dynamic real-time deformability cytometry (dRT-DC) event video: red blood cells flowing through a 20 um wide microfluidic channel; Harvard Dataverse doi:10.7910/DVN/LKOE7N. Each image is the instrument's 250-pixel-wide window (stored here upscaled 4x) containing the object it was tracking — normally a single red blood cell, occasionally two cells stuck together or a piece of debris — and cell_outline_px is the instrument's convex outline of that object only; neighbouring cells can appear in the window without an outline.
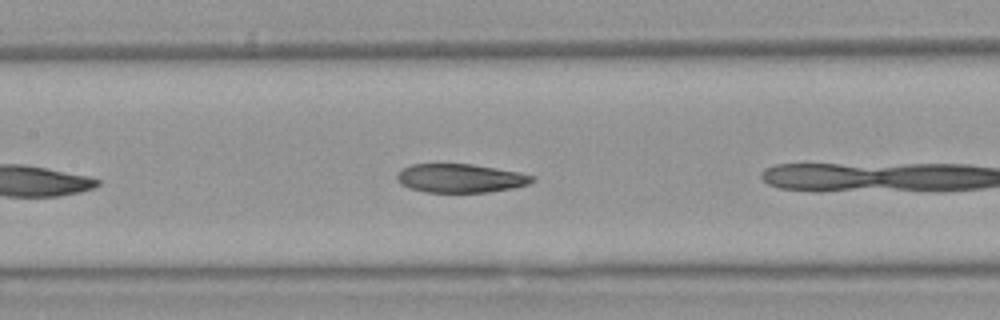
{"species": "Egyptian fruit bat (a non-hibernating species)", "species_latin": "Rousettus aegyptiacus", "temperature_condition": "warm", "stored_images_in_passage": 9, "camera_frame_rate_fps": 3000, "um_per_image_px": 0.085, "animal": {"sex": "female"}, "frame": {"image": 1, "passage_image": 8, "time_ms": 2.333, "image_size_px": [1000, 320], "cell_outline_px": [[536, 180], [528, 184], [512, 188], [488, 192], [424, 192], [408, 188], [400, 184], [396, 180], [396, 172], [400, 168], [412, 164], [472, 164], [520, 172], [536, 176]], "centroid_in_image_um": [39.1, 15.14], "position_along_channel_um": 168.3, "area_um2": 22.95}}